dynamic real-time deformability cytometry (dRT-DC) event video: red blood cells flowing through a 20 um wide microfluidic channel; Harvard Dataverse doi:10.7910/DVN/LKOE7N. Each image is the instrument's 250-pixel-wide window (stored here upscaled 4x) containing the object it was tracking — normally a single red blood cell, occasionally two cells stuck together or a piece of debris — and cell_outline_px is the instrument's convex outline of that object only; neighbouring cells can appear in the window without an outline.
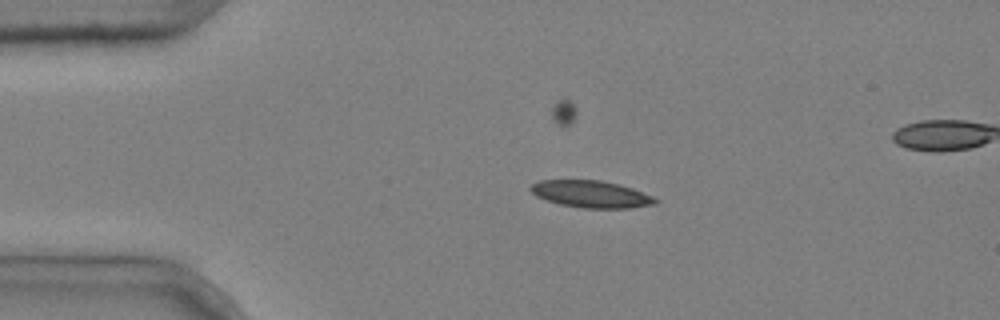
{"species": "common noctule bat (a hibernating species)", "species_latin": "Nyctalus noctula", "temperature_condition": "cold", "stored_images_in_passage": 7, "segment_of_instrument_passage": [1, 2], "camera_frame_rate_fps": 3000, "um_per_image_px": 0.085, "animal": {"sex": "male", "body_mass_g": 20.4}, "frame": {"image": 1, "passage_image": 5, "time_ms": 1.333, "image_size_px": [1000, 320], "cell_outline_px": [[660, 200], [656, 204], [632, 208], [580, 208], [560, 204], [536, 196], [528, 188], [532, 184], [540, 180], [600, 180], [620, 184], [632, 188], [652, 196]], "centroid_in_image_um": [50.27, 16.5], "position_along_channel_um": 34.7, "area_um2": 19.71}}